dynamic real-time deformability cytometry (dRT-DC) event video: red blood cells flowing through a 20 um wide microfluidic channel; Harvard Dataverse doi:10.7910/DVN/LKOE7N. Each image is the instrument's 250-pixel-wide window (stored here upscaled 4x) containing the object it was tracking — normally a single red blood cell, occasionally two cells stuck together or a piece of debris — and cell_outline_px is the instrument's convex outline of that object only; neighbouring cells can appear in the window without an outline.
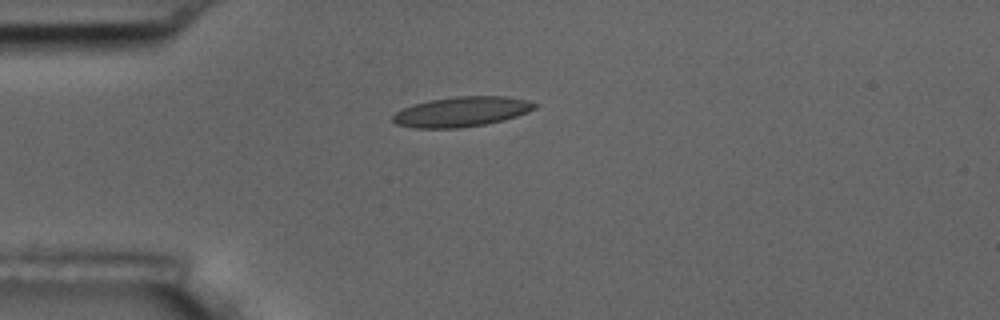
{"species": "common noctule bat (a hibernating species)", "species_latin": "Nyctalus noctula", "temperature_condition": "room temperature", "stored_images_in_passage": 42, "camera_frame_rate_fps": 3000, "um_per_image_px": 0.085, "animal": {"sex": "male", "body_mass_g": 17.5, "forearm_length_mm": 52.3}, "frame": {"image": 1, "passage_image": 1, "time_ms": 0.0, "image_size_px": [1000, 320], "cell_outline_px": [[540, 104], [536, 108], [528, 112], [504, 120], [484, 124], [460, 128], [416, 128], [396, 124], [392, 120], [392, 116], [396, 112], [412, 104], [428, 100], [456, 96], [504, 96], [524, 100]], "centroid_in_image_um": [39.23, 9.49], "position_along_channel_um": 45.8, "area_um2": 24.8}}
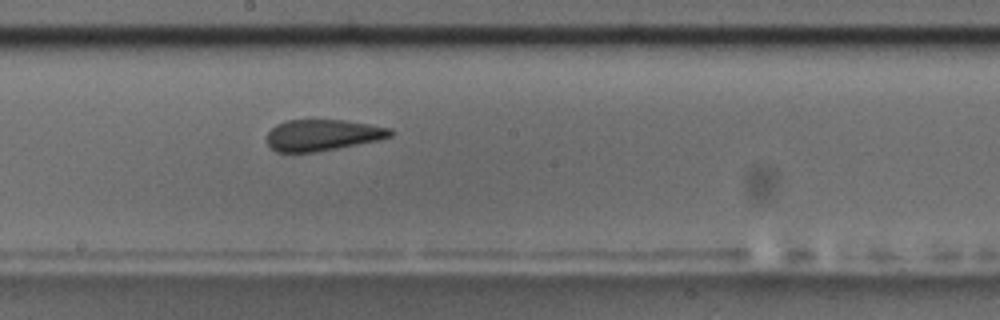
{"frame": {"image": 2, "passage_image": 17, "time_ms": 5.333, "image_size_px": [1000, 320], "cell_outline_px": [[392, 136], [380, 140], [336, 148], [312, 152], [276, 152], [268, 144], [268, 132], [276, 124], [288, 120], [344, 120], [392, 128]], "centroid_in_image_um": [27.43, 11.48], "position_along_channel_um": 220.8, "area_um2": 22.31}}
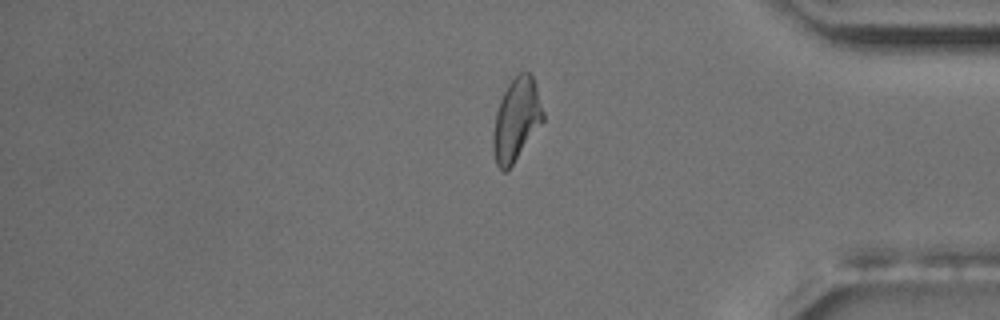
{"frame": {"image": 3, "passage_image": 33, "time_ms": 10.667, "image_size_px": [1000, 320], "cell_outline_px": [[544, 120], [512, 164], [504, 172], [496, 164], [492, 148], [492, 136], [496, 112], [500, 100], [508, 84], [520, 72], [528, 72], [532, 76], [544, 112]], "centroid_in_image_um": [43.87, 10.17], "position_along_channel_um": 391.3, "area_um2": 23.58}, "authors_computed_cell_mechanics": {"area_um2": 23.6113, "velocity_mm_per_s": 3.6198, "shape_relaxation_time_tau1_ms": 8.4859, "shape_relaxation_time_tau2_ms": 1.8817, "deformation_change_tau1": 0.1826, "deformation_change_tau2": 0.1066}}